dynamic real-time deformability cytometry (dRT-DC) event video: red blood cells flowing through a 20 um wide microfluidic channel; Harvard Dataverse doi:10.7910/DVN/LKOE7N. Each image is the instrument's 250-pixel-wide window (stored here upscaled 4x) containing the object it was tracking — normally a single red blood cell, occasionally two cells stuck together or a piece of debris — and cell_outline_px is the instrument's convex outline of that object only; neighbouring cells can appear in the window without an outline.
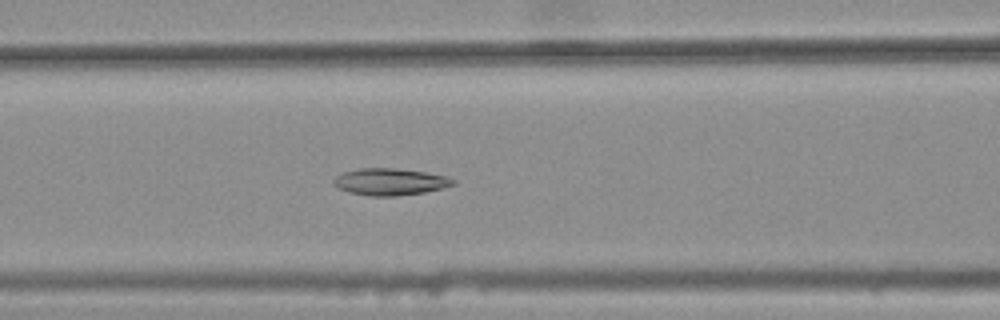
{"species": "common noctule bat (a hibernating species)", "species_latin": "Nyctalus noctula", "temperature_condition": "warm", "stored_images_in_passage": 45, "camera_frame_rate_fps": 3000, "um_per_image_px": 0.085, "animal": {"sex": "female", "body_mass_g": 25.1}, "frame": {"image": 1, "passage_image": 22, "time_ms": 7.0, "image_size_px": [1000, 320], "cell_outline_px": [[456, 184], [444, 188], [424, 192], [396, 196], [368, 196], [348, 192], [336, 188], [332, 184], [332, 180], [336, 176], [344, 172], [360, 168], [396, 168], [424, 172], [448, 176], [456, 180]], "centroid_in_image_um": [33.14, 15.46], "position_along_channel_um": 133.5, "area_um2": 18.96}}
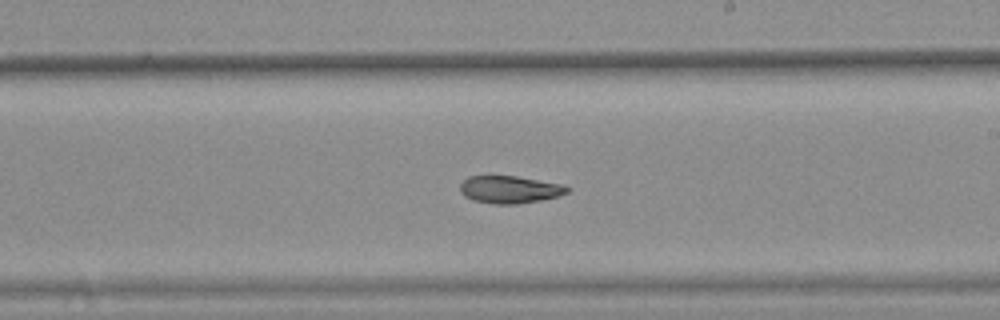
{"frame": {"image": 2, "passage_image": 31, "time_ms": 10.0, "image_size_px": [1000, 320], "cell_outline_px": [[568, 192], [556, 196], [540, 200], [516, 204], [492, 204], [472, 200], [464, 196], [460, 192], [460, 184], [468, 176], [516, 176], [560, 184], [568, 188]], "centroid_in_image_um": [43.25, 16.11], "position_along_channel_um": 245.8, "area_um2": 16.94}}
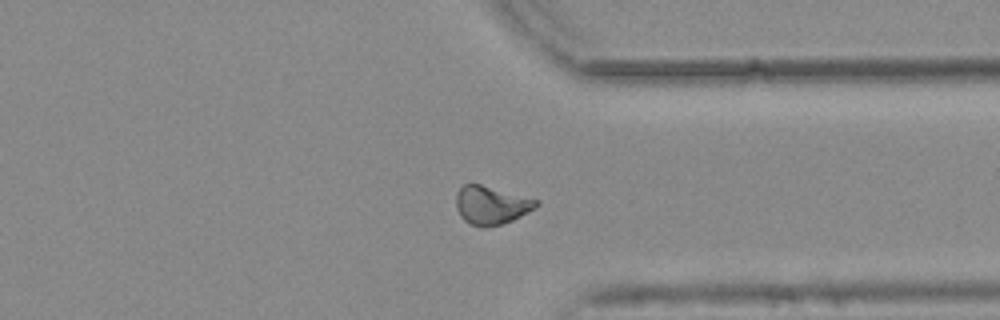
{"frame": {"image": 3, "passage_image": 41, "time_ms": 13.333, "image_size_px": [1000, 320], "cell_outline_px": [[540, 204], [536, 208], [512, 220], [500, 224], [484, 228], [480, 228], [464, 220], [460, 216], [456, 208], [456, 192], [464, 184], [480, 184], [540, 200]], "centroid_in_image_um": [41.76, 17.44], "position_along_channel_um": 369.6, "area_um2": 17.98}}